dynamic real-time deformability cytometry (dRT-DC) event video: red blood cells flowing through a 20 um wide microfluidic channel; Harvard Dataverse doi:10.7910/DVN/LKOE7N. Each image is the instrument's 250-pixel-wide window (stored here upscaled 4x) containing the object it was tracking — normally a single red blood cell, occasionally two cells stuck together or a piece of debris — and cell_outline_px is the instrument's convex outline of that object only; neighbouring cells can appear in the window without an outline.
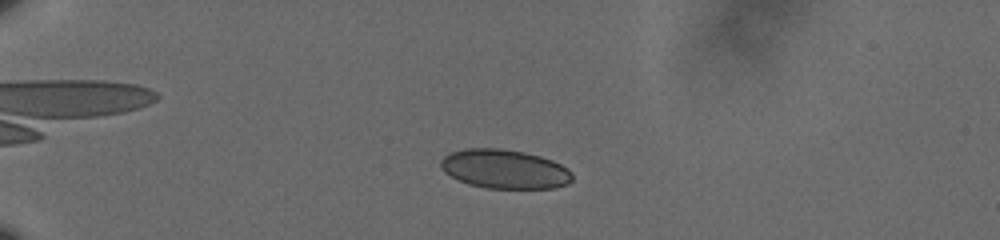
{"species": "human", "species_latin": "Homo sapiens", "temperature_condition": "cold", "stored_images_in_passage": 21, "camera_frame_rate_fps": 3000, "um_per_image_px": 0.085, "donor": {"sex": "male"}, "frame": {"image": 1, "passage_image": 6, "time_ms": 1.667, "image_size_px": [1000, 240], "cell_outline_px": [[572, 180], [568, 184], [552, 188], [484, 188], [468, 184], [444, 172], [440, 168], [440, 160], [444, 156], [452, 152], [464, 148], [500, 148], [524, 152], [540, 156], [552, 160], [568, 168], [572, 172]], "centroid_in_image_um": [42.89, 14.36], "position_along_channel_um": 42.1, "area_um2": 30.06}}
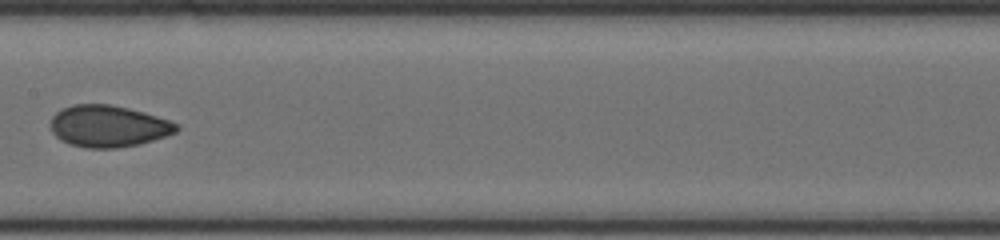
{"frame": {"image": 2, "passage_image": 15, "time_ms": 4.667, "image_size_px": [1000, 240], "cell_outline_px": [[180, 128], [176, 132], [140, 144], [116, 148], [84, 148], [68, 144], [60, 140], [52, 132], [48, 124], [52, 116], [60, 108], [76, 104], [108, 104], [128, 108], [144, 112], [180, 124]], "centroid_in_image_um": [9.16, 10.73], "position_along_channel_um": 198.2, "area_um2": 30.87}}
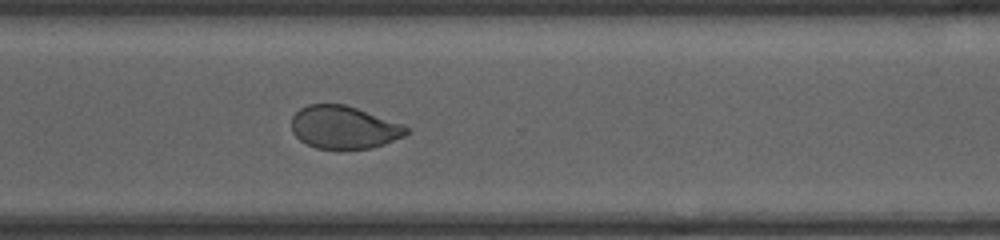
{"frame": {"image": 3, "passage_image": 21, "time_ms": 6.667, "image_size_px": [1000, 240], "cell_outline_px": [[408, 132], [404, 136], [384, 144], [372, 148], [316, 148], [300, 140], [292, 132], [292, 116], [300, 108], [308, 104], [344, 104], [356, 108], [400, 124], [408, 128]], "centroid_in_image_um": [29.19, 10.82], "position_along_channel_um": 341.4, "area_um2": 28.15}}